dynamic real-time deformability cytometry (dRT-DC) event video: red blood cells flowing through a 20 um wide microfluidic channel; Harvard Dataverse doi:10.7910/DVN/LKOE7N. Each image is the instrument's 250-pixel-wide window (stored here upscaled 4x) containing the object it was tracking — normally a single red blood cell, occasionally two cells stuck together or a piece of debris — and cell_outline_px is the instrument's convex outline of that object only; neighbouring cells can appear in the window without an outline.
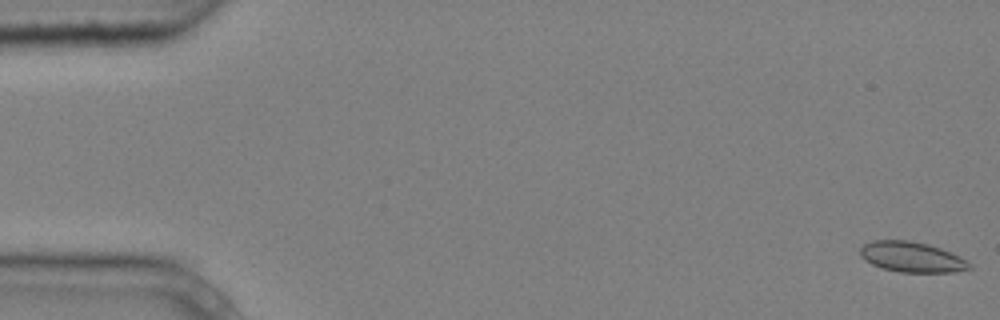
{"species": "common noctule bat (a hibernating species)", "species_latin": "Nyctalus noctula", "temperature_condition": "cold", "stored_images_in_passage": 5, "camera_frame_rate_fps": 3000, "um_per_image_px": 0.085, "animal": {"sex": "male", "body_mass_g": 20.4}, "frame": {"image": 1, "passage_image": 1, "time_ms": 0.0, "image_size_px": [1000, 320], "cell_outline_px": [[972, 268], [956, 272], [900, 272], [880, 268], [864, 260], [860, 256], [860, 248], [864, 244], [872, 240], [908, 240], [928, 244], [940, 248], [960, 256], [972, 264]], "centroid_in_image_um": [77.49, 21.85], "position_along_channel_um": 7.5, "area_um2": 19.48}}